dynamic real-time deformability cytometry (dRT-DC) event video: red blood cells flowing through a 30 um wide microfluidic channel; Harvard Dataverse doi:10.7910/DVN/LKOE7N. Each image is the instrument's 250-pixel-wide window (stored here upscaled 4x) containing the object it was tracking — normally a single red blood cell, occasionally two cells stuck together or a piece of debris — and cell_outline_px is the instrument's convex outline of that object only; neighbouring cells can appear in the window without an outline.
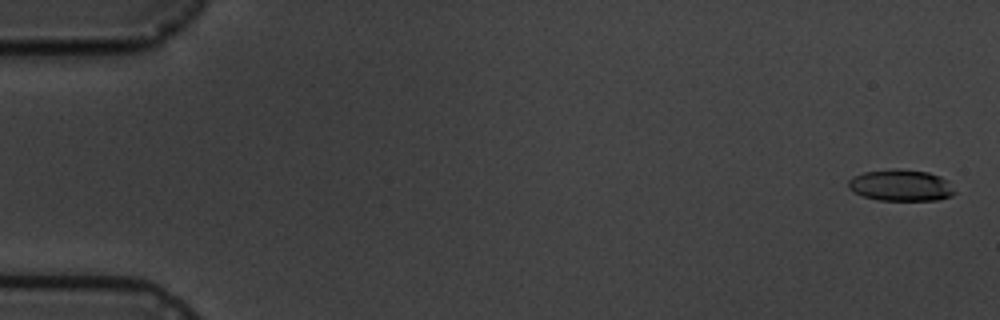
{"species": "common noctule bat (a hibernating species)", "species_latin": "Nyctalus noctula", "temperature_condition": "cold", "stored_images_in_passage": 9, "camera_frame_rate_fps": 3000, "um_per_image_px": 0.085, "animal": {"sex": "male", "body_mass_g": 19.5, "forearm_length_mm": 54.6}, "frame": {"image": 1, "passage_image": 1, "time_ms": 0.0, "image_size_px": [1000, 320], "cell_outline_px": [[956, 192], [952, 196], [940, 200], [880, 200], [864, 196], [852, 192], [848, 188], [848, 180], [852, 176], [864, 172], [896, 168], [900, 168], [928, 172], [940, 176], [948, 180]], "centroid_in_image_um": [76.58, 15.75], "position_along_channel_um": 8.4, "area_um2": 19.77}}
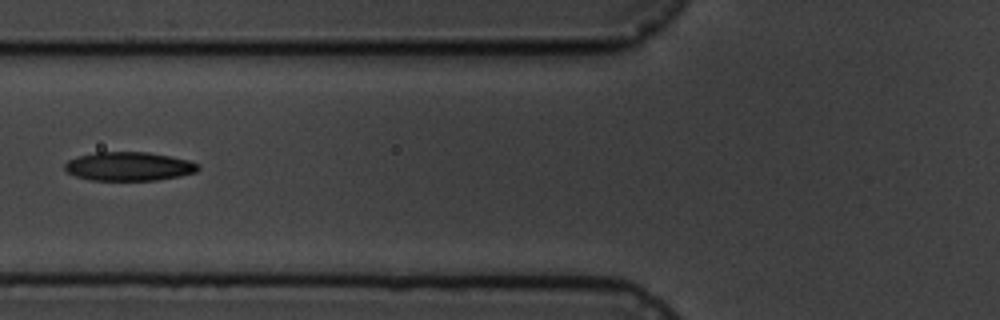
{"frame": {"image": 2, "passage_image": 7, "time_ms": 7.0, "image_size_px": [1000, 320], "cell_outline_px": [[200, 168], [196, 172], [180, 176], [156, 180], [92, 180], [76, 176], [68, 172], [64, 168], [64, 164], [68, 160], [76, 156], [96, 152], [148, 152], [188, 160], [200, 164]], "centroid_in_image_um": [10.95, 14.14], "position_along_channel_um": 114.8, "area_um2": 22.37}}
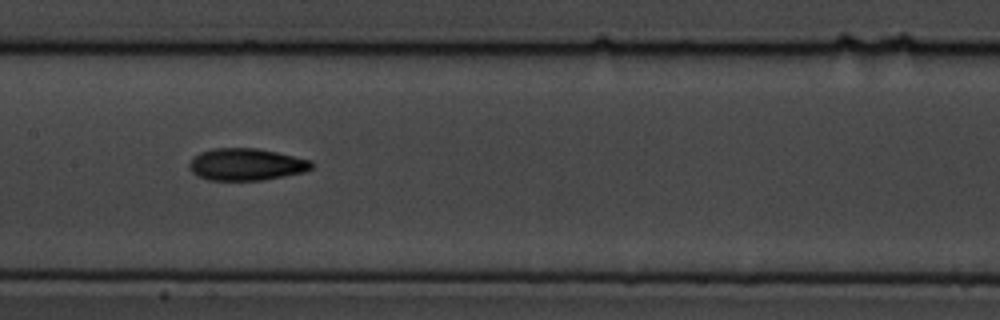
{"frame": {"image": 3, "passage_image": 9, "time_ms": 9.0, "image_size_px": [1000, 320], "cell_outline_px": [[316, 164], [312, 168], [304, 172], [284, 176], [260, 180], [208, 180], [196, 176], [188, 168], [188, 164], [200, 152], [212, 148], [256, 148], [276, 152], [312, 160]], "centroid_in_image_um": [20.94, 13.98], "position_along_channel_um": 186.5, "area_um2": 22.95}}